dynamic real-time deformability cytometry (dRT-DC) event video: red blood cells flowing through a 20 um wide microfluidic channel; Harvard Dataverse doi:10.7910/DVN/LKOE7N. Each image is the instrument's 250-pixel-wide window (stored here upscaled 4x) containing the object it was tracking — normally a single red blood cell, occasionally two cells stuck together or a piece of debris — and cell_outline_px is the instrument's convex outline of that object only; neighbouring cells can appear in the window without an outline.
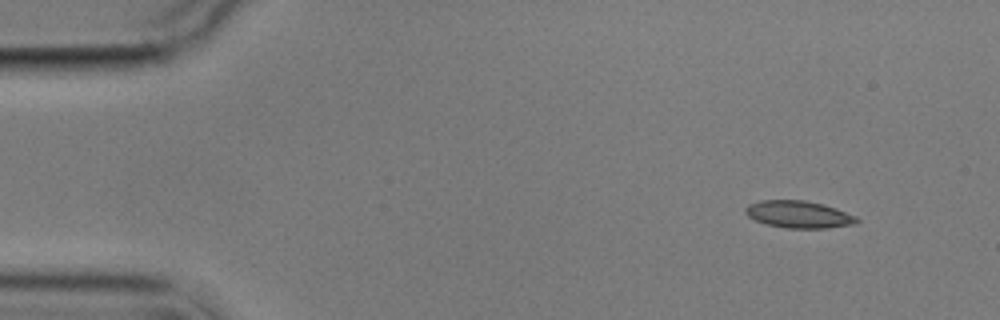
{"species": "common noctule bat (a hibernating species)", "species_latin": "Nyctalus noctula", "temperature_condition": "cold", "stored_images_in_passage": 6, "camera_frame_rate_fps": 3000, "um_per_image_px": 0.085, "animal": {"sex": "male", "body_mass_g": 17.9}, "frame": {"image": 1, "passage_image": 1, "time_ms": 0.0, "image_size_px": [1000, 320], "cell_outline_px": [[860, 220], [856, 224], [828, 228], [784, 228], [768, 224], [756, 220], [748, 216], [744, 212], [744, 208], [748, 204], [760, 200], [804, 200], [824, 204], [836, 208], [856, 216]], "centroid_in_image_um": [67.9, 18.22], "position_along_channel_um": 17.1, "area_um2": 17.74}}
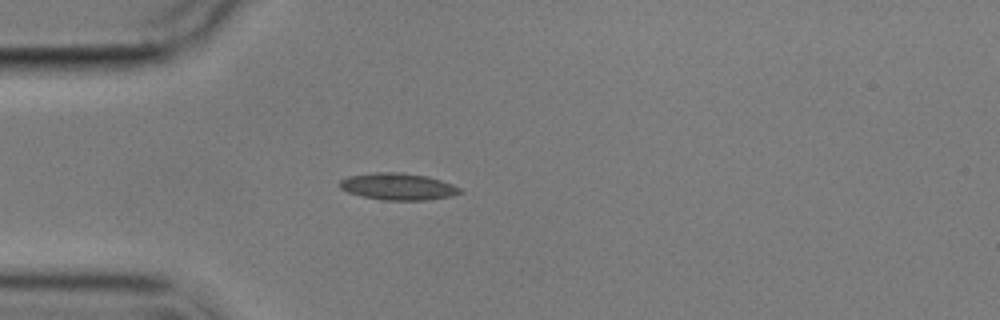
{"frame": {"image": 2, "passage_image": 4, "time_ms": 3.333, "image_size_px": [1000, 320], "cell_outline_px": [[464, 192], [452, 196], [428, 200], [384, 200], [364, 196], [348, 192], [340, 188], [340, 180], [348, 176], [376, 172], [400, 172], [428, 176], [452, 184], [460, 188]], "centroid_in_image_um": [33.86, 15.85], "position_along_channel_um": 51.1, "area_um2": 18.79}}